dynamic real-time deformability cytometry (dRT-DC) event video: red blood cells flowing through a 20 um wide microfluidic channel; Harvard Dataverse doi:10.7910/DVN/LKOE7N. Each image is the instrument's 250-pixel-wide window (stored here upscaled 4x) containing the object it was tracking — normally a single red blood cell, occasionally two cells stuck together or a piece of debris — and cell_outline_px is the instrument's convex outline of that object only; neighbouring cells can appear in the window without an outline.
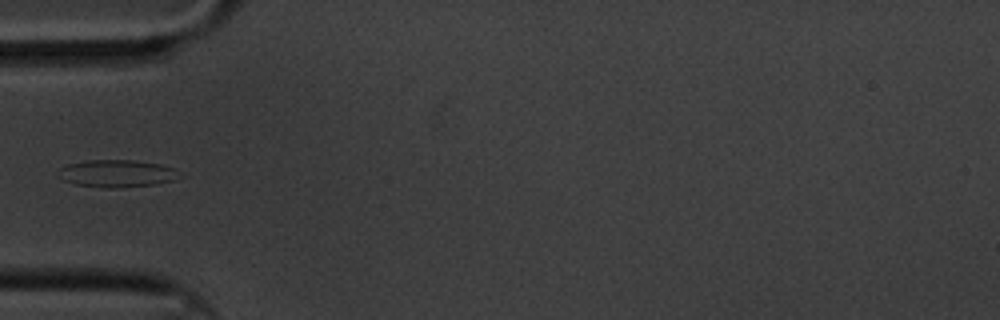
{"species": "common noctule bat (a hibernating species)", "species_latin": "Nyctalus noctula", "temperature_condition": "cold", "stored_images_in_passage": 42, "camera_frame_rate_fps": 3000, "um_per_image_px": 0.085, "animal": {"sex": "male", "body_mass_g": 20.1, "forearm_length_mm": 53.5}, "frame": {"image": 1, "passage_image": 1, "time_ms": 0.0, "image_size_px": [1000, 320], "cell_outline_px": [[188, 176], [176, 180], [156, 184], [120, 188], [104, 188], [72, 184], [56, 176], [56, 172], [60, 168], [68, 164], [84, 160], [132, 160], [160, 164], [176, 168]], "centroid_in_image_um": [10.0, 14.75], "position_along_channel_um": 75.0, "area_um2": 20.06}}
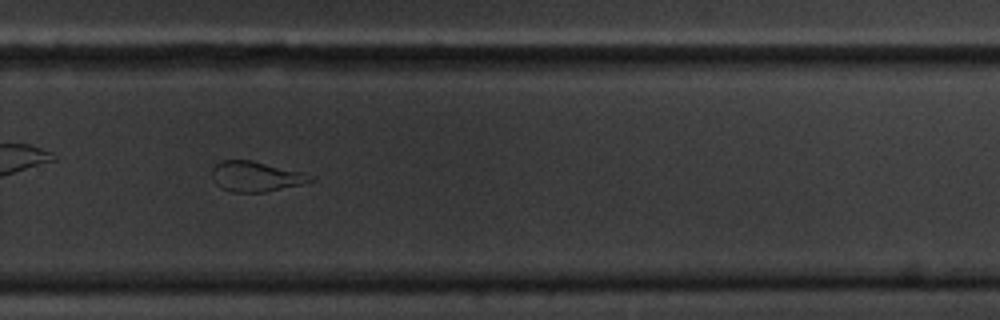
{"frame": {"image": 2, "passage_image": 22, "time_ms": 7.0, "image_size_px": [1000, 320], "cell_outline_px": [[316, 180], [300, 184], [264, 192], [232, 192], [220, 188], [216, 184], [212, 176], [212, 168], [220, 160], [252, 160], [304, 172], [312, 176]], "centroid_in_image_um": [21.73, 14.99], "position_along_channel_um": 308.1, "area_um2": 17.34}}
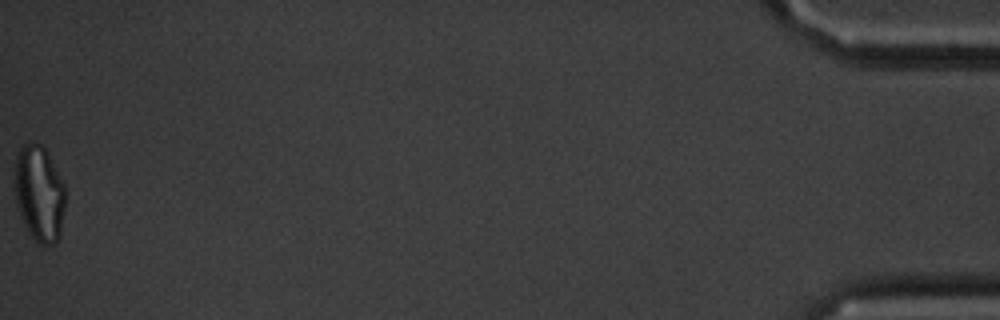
{"frame": {"image": 3, "passage_image": 42, "time_ms": 13.667, "image_size_px": [1000, 320], "cell_outline_px": [[64, 208], [60, 236], [52, 244], [44, 248], [36, 244], [28, 232], [20, 216], [16, 204], [12, 184], [16, 152], [24, 144], [40, 144], [48, 152], [64, 184]], "centroid_in_image_um": [3.29, 16.48], "position_along_channel_um": 431.9, "area_um2": 29.07}}